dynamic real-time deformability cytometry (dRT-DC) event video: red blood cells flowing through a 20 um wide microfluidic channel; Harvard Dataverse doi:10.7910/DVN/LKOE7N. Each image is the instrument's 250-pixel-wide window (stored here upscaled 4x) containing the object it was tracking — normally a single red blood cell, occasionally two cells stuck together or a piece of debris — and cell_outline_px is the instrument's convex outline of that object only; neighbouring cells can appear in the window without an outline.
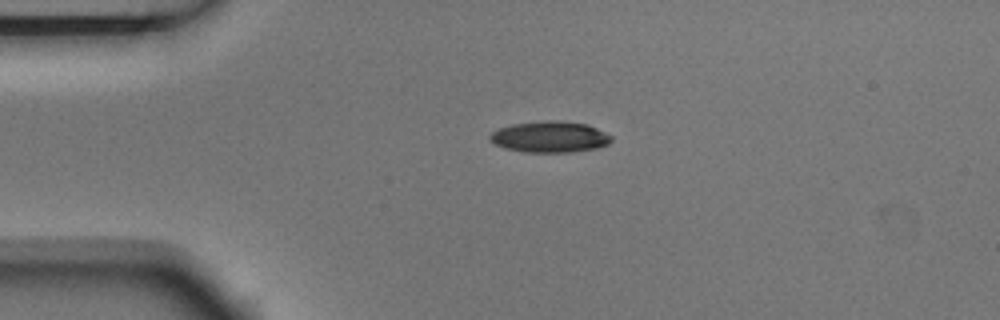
{"species": "Egyptian fruit bat (a non-hibernating species)", "species_latin": "Rousettus aegyptiacus", "temperature_condition": "room temperature", "stored_images_in_passage": 2, "camera_frame_rate_fps": 3000, "um_per_image_px": 0.085, "animal": {"sex": "male"}, "frame": {"image": 1, "passage_image": 1, "time_ms": 0.0, "image_size_px": [1000, 320], "cell_outline_px": [[612, 140], [608, 144], [596, 148], [572, 152], [524, 152], [504, 148], [488, 140], [488, 136], [492, 132], [500, 128], [512, 124], [544, 120], [556, 120], [588, 124], [612, 136]], "centroid_in_image_um": [46.72, 11.63], "position_along_channel_um": 38.3, "area_um2": 22.14}}